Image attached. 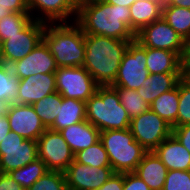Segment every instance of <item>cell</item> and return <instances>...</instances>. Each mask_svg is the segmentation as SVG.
<instances>
[{"label": "cell", "instance_id": "obj_1", "mask_svg": "<svg viewBox=\"0 0 190 190\" xmlns=\"http://www.w3.org/2000/svg\"><path fill=\"white\" fill-rule=\"evenodd\" d=\"M77 24L84 34L103 35L120 40H135L131 31L130 9L103 0H94L77 8Z\"/></svg>", "mask_w": 190, "mask_h": 190}, {"label": "cell", "instance_id": "obj_2", "mask_svg": "<svg viewBox=\"0 0 190 190\" xmlns=\"http://www.w3.org/2000/svg\"><path fill=\"white\" fill-rule=\"evenodd\" d=\"M132 41L85 34L83 67L98 86H111L114 83L123 55Z\"/></svg>", "mask_w": 190, "mask_h": 190}, {"label": "cell", "instance_id": "obj_3", "mask_svg": "<svg viewBox=\"0 0 190 190\" xmlns=\"http://www.w3.org/2000/svg\"><path fill=\"white\" fill-rule=\"evenodd\" d=\"M45 23L43 40L55 58L57 67L83 66L85 57V34L76 25L60 22L59 25Z\"/></svg>", "mask_w": 190, "mask_h": 190}, {"label": "cell", "instance_id": "obj_4", "mask_svg": "<svg viewBox=\"0 0 190 190\" xmlns=\"http://www.w3.org/2000/svg\"><path fill=\"white\" fill-rule=\"evenodd\" d=\"M86 120L99 131L120 130L130 127L131 119L121 105L118 92L112 86H98L86 101Z\"/></svg>", "mask_w": 190, "mask_h": 190}, {"label": "cell", "instance_id": "obj_5", "mask_svg": "<svg viewBox=\"0 0 190 190\" xmlns=\"http://www.w3.org/2000/svg\"><path fill=\"white\" fill-rule=\"evenodd\" d=\"M100 140L115 173L134 172L147 151L134 139L129 128L100 131Z\"/></svg>", "mask_w": 190, "mask_h": 190}, {"label": "cell", "instance_id": "obj_6", "mask_svg": "<svg viewBox=\"0 0 190 190\" xmlns=\"http://www.w3.org/2000/svg\"><path fill=\"white\" fill-rule=\"evenodd\" d=\"M149 75L146 66V47L134 40L128 45L111 86L137 90Z\"/></svg>", "mask_w": 190, "mask_h": 190}, {"label": "cell", "instance_id": "obj_7", "mask_svg": "<svg viewBox=\"0 0 190 190\" xmlns=\"http://www.w3.org/2000/svg\"><path fill=\"white\" fill-rule=\"evenodd\" d=\"M129 129L147 152L154 151L172 134V126L151 109L132 118Z\"/></svg>", "mask_w": 190, "mask_h": 190}, {"label": "cell", "instance_id": "obj_8", "mask_svg": "<svg viewBox=\"0 0 190 190\" xmlns=\"http://www.w3.org/2000/svg\"><path fill=\"white\" fill-rule=\"evenodd\" d=\"M57 92L64 98L87 101L98 85L83 67H58L55 71Z\"/></svg>", "mask_w": 190, "mask_h": 190}, {"label": "cell", "instance_id": "obj_9", "mask_svg": "<svg viewBox=\"0 0 190 190\" xmlns=\"http://www.w3.org/2000/svg\"><path fill=\"white\" fill-rule=\"evenodd\" d=\"M38 158L37 141L24 139L10 130L0 142V172L9 173Z\"/></svg>", "mask_w": 190, "mask_h": 190}, {"label": "cell", "instance_id": "obj_10", "mask_svg": "<svg viewBox=\"0 0 190 190\" xmlns=\"http://www.w3.org/2000/svg\"><path fill=\"white\" fill-rule=\"evenodd\" d=\"M37 149L48 171L65 172L74 160V153L57 131L46 129L37 140Z\"/></svg>", "mask_w": 190, "mask_h": 190}, {"label": "cell", "instance_id": "obj_11", "mask_svg": "<svg viewBox=\"0 0 190 190\" xmlns=\"http://www.w3.org/2000/svg\"><path fill=\"white\" fill-rule=\"evenodd\" d=\"M135 40L143 47L175 52L181 59L185 50V40L161 17L144 26L135 35Z\"/></svg>", "mask_w": 190, "mask_h": 190}, {"label": "cell", "instance_id": "obj_12", "mask_svg": "<svg viewBox=\"0 0 190 190\" xmlns=\"http://www.w3.org/2000/svg\"><path fill=\"white\" fill-rule=\"evenodd\" d=\"M44 29V22L33 19L17 34L7 36L2 42L3 63L10 65L28 55L43 39Z\"/></svg>", "mask_w": 190, "mask_h": 190}, {"label": "cell", "instance_id": "obj_13", "mask_svg": "<svg viewBox=\"0 0 190 190\" xmlns=\"http://www.w3.org/2000/svg\"><path fill=\"white\" fill-rule=\"evenodd\" d=\"M68 190H97L115 173L112 167H91L73 160L66 169Z\"/></svg>", "mask_w": 190, "mask_h": 190}, {"label": "cell", "instance_id": "obj_14", "mask_svg": "<svg viewBox=\"0 0 190 190\" xmlns=\"http://www.w3.org/2000/svg\"><path fill=\"white\" fill-rule=\"evenodd\" d=\"M6 116L10 130L21 135L24 139L37 141L47 129L32 105L11 103Z\"/></svg>", "mask_w": 190, "mask_h": 190}, {"label": "cell", "instance_id": "obj_15", "mask_svg": "<svg viewBox=\"0 0 190 190\" xmlns=\"http://www.w3.org/2000/svg\"><path fill=\"white\" fill-rule=\"evenodd\" d=\"M11 71L19 79H25L37 73H55L57 65L48 45L42 39L23 59L10 65Z\"/></svg>", "mask_w": 190, "mask_h": 190}, {"label": "cell", "instance_id": "obj_16", "mask_svg": "<svg viewBox=\"0 0 190 190\" xmlns=\"http://www.w3.org/2000/svg\"><path fill=\"white\" fill-rule=\"evenodd\" d=\"M56 91L54 73H37L25 79H20L17 91V103L32 105Z\"/></svg>", "mask_w": 190, "mask_h": 190}, {"label": "cell", "instance_id": "obj_17", "mask_svg": "<svg viewBox=\"0 0 190 190\" xmlns=\"http://www.w3.org/2000/svg\"><path fill=\"white\" fill-rule=\"evenodd\" d=\"M27 7L32 17L34 16L31 11L34 9L43 12L42 17H35L36 20L50 24H55L54 21L68 23L67 17L72 16V14L77 15V7L71 0H27Z\"/></svg>", "mask_w": 190, "mask_h": 190}, {"label": "cell", "instance_id": "obj_18", "mask_svg": "<svg viewBox=\"0 0 190 190\" xmlns=\"http://www.w3.org/2000/svg\"><path fill=\"white\" fill-rule=\"evenodd\" d=\"M153 152L168 171L190 170V153L173 134L166 138Z\"/></svg>", "mask_w": 190, "mask_h": 190}, {"label": "cell", "instance_id": "obj_19", "mask_svg": "<svg viewBox=\"0 0 190 190\" xmlns=\"http://www.w3.org/2000/svg\"><path fill=\"white\" fill-rule=\"evenodd\" d=\"M59 133L74 154L100 140V131L87 120L68 126Z\"/></svg>", "mask_w": 190, "mask_h": 190}, {"label": "cell", "instance_id": "obj_20", "mask_svg": "<svg viewBox=\"0 0 190 190\" xmlns=\"http://www.w3.org/2000/svg\"><path fill=\"white\" fill-rule=\"evenodd\" d=\"M168 169L153 151L147 152L136 167L134 174L142 179L150 190H162Z\"/></svg>", "mask_w": 190, "mask_h": 190}, {"label": "cell", "instance_id": "obj_21", "mask_svg": "<svg viewBox=\"0 0 190 190\" xmlns=\"http://www.w3.org/2000/svg\"><path fill=\"white\" fill-rule=\"evenodd\" d=\"M181 78L182 73L150 74L136 91L150 105L162 93L175 88Z\"/></svg>", "mask_w": 190, "mask_h": 190}, {"label": "cell", "instance_id": "obj_22", "mask_svg": "<svg viewBox=\"0 0 190 190\" xmlns=\"http://www.w3.org/2000/svg\"><path fill=\"white\" fill-rule=\"evenodd\" d=\"M163 0H136L130 7L131 31L136 35L147 26L162 17Z\"/></svg>", "mask_w": 190, "mask_h": 190}, {"label": "cell", "instance_id": "obj_23", "mask_svg": "<svg viewBox=\"0 0 190 190\" xmlns=\"http://www.w3.org/2000/svg\"><path fill=\"white\" fill-rule=\"evenodd\" d=\"M146 66L150 74L182 73V59L172 51L146 47Z\"/></svg>", "mask_w": 190, "mask_h": 190}, {"label": "cell", "instance_id": "obj_24", "mask_svg": "<svg viewBox=\"0 0 190 190\" xmlns=\"http://www.w3.org/2000/svg\"><path fill=\"white\" fill-rule=\"evenodd\" d=\"M85 108V101L62 97V104L59 105L58 115L48 129L59 132L68 126L86 120Z\"/></svg>", "mask_w": 190, "mask_h": 190}, {"label": "cell", "instance_id": "obj_25", "mask_svg": "<svg viewBox=\"0 0 190 190\" xmlns=\"http://www.w3.org/2000/svg\"><path fill=\"white\" fill-rule=\"evenodd\" d=\"M179 104V82L172 90L162 93L151 104L150 109L168 122L172 128L177 127Z\"/></svg>", "mask_w": 190, "mask_h": 190}, {"label": "cell", "instance_id": "obj_26", "mask_svg": "<svg viewBox=\"0 0 190 190\" xmlns=\"http://www.w3.org/2000/svg\"><path fill=\"white\" fill-rule=\"evenodd\" d=\"M162 17L184 39L190 36V9L163 5Z\"/></svg>", "mask_w": 190, "mask_h": 190}, {"label": "cell", "instance_id": "obj_27", "mask_svg": "<svg viewBox=\"0 0 190 190\" xmlns=\"http://www.w3.org/2000/svg\"><path fill=\"white\" fill-rule=\"evenodd\" d=\"M47 172L45 163L40 158H37L22 168L10 171L8 174L15 182L27 190Z\"/></svg>", "mask_w": 190, "mask_h": 190}, {"label": "cell", "instance_id": "obj_28", "mask_svg": "<svg viewBox=\"0 0 190 190\" xmlns=\"http://www.w3.org/2000/svg\"><path fill=\"white\" fill-rule=\"evenodd\" d=\"M61 104L62 96L56 91L35 102L32 106L44 126L48 129L54 123L59 112V105Z\"/></svg>", "mask_w": 190, "mask_h": 190}, {"label": "cell", "instance_id": "obj_29", "mask_svg": "<svg viewBox=\"0 0 190 190\" xmlns=\"http://www.w3.org/2000/svg\"><path fill=\"white\" fill-rule=\"evenodd\" d=\"M74 160L91 167H111L107 152L101 140L74 154Z\"/></svg>", "mask_w": 190, "mask_h": 190}, {"label": "cell", "instance_id": "obj_30", "mask_svg": "<svg viewBox=\"0 0 190 190\" xmlns=\"http://www.w3.org/2000/svg\"><path fill=\"white\" fill-rule=\"evenodd\" d=\"M117 90L121 105L126 109L130 119L139 116L150 109L146 102L136 90L122 87H113Z\"/></svg>", "mask_w": 190, "mask_h": 190}, {"label": "cell", "instance_id": "obj_31", "mask_svg": "<svg viewBox=\"0 0 190 190\" xmlns=\"http://www.w3.org/2000/svg\"><path fill=\"white\" fill-rule=\"evenodd\" d=\"M20 79L14 75L9 65L0 63V100L17 103V91Z\"/></svg>", "mask_w": 190, "mask_h": 190}, {"label": "cell", "instance_id": "obj_32", "mask_svg": "<svg viewBox=\"0 0 190 190\" xmlns=\"http://www.w3.org/2000/svg\"><path fill=\"white\" fill-rule=\"evenodd\" d=\"M33 19L30 13H10L0 20V38L2 42L7 36L17 34L24 29Z\"/></svg>", "mask_w": 190, "mask_h": 190}, {"label": "cell", "instance_id": "obj_33", "mask_svg": "<svg viewBox=\"0 0 190 190\" xmlns=\"http://www.w3.org/2000/svg\"><path fill=\"white\" fill-rule=\"evenodd\" d=\"M27 190H68L65 173L48 171Z\"/></svg>", "mask_w": 190, "mask_h": 190}, {"label": "cell", "instance_id": "obj_34", "mask_svg": "<svg viewBox=\"0 0 190 190\" xmlns=\"http://www.w3.org/2000/svg\"><path fill=\"white\" fill-rule=\"evenodd\" d=\"M187 124H190V84L181 78L179 80L177 127Z\"/></svg>", "mask_w": 190, "mask_h": 190}, {"label": "cell", "instance_id": "obj_35", "mask_svg": "<svg viewBox=\"0 0 190 190\" xmlns=\"http://www.w3.org/2000/svg\"><path fill=\"white\" fill-rule=\"evenodd\" d=\"M162 190H190V170H170Z\"/></svg>", "mask_w": 190, "mask_h": 190}, {"label": "cell", "instance_id": "obj_36", "mask_svg": "<svg viewBox=\"0 0 190 190\" xmlns=\"http://www.w3.org/2000/svg\"><path fill=\"white\" fill-rule=\"evenodd\" d=\"M123 190H150L148 185L134 174V172L124 173Z\"/></svg>", "mask_w": 190, "mask_h": 190}, {"label": "cell", "instance_id": "obj_37", "mask_svg": "<svg viewBox=\"0 0 190 190\" xmlns=\"http://www.w3.org/2000/svg\"><path fill=\"white\" fill-rule=\"evenodd\" d=\"M172 134L190 153V124L173 127Z\"/></svg>", "mask_w": 190, "mask_h": 190}, {"label": "cell", "instance_id": "obj_38", "mask_svg": "<svg viewBox=\"0 0 190 190\" xmlns=\"http://www.w3.org/2000/svg\"><path fill=\"white\" fill-rule=\"evenodd\" d=\"M0 6L11 13H29L27 0H0Z\"/></svg>", "mask_w": 190, "mask_h": 190}, {"label": "cell", "instance_id": "obj_39", "mask_svg": "<svg viewBox=\"0 0 190 190\" xmlns=\"http://www.w3.org/2000/svg\"><path fill=\"white\" fill-rule=\"evenodd\" d=\"M124 173H114L105 184L97 190H123Z\"/></svg>", "mask_w": 190, "mask_h": 190}, {"label": "cell", "instance_id": "obj_40", "mask_svg": "<svg viewBox=\"0 0 190 190\" xmlns=\"http://www.w3.org/2000/svg\"><path fill=\"white\" fill-rule=\"evenodd\" d=\"M0 190H25L20 184L15 182L8 173L0 172Z\"/></svg>", "mask_w": 190, "mask_h": 190}, {"label": "cell", "instance_id": "obj_41", "mask_svg": "<svg viewBox=\"0 0 190 190\" xmlns=\"http://www.w3.org/2000/svg\"><path fill=\"white\" fill-rule=\"evenodd\" d=\"M10 125L6 115L0 116V142L9 134Z\"/></svg>", "mask_w": 190, "mask_h": 190}, {"label": "cell", "instance_id": "obj_42", "mask_svg": "<svg viewBox=\"0 0 190 190\" xmlns=\"http://www.w3.org/2000/svg\"><path fill=\"white\" fill-rule=\"evenodd\" d=\"M163 5L180 6L190 9V0H166Z\"/></svg>", "mask_w": 190, "mask_h": 190}, {"label": "cell", "instance_id": "obj_43", "mask_svg": "<svg viewBox=\"0 0 190 190\" xmlns=\"http://www.w3.org/2000/svg\"><path fill=\"white\" fill-rule=\"evenodd\" d=\"M182 78L190 84V61H182Z\"/></svg>", "mask_w": 190, "mask_h": 190}, {"label": "cell", "instance_id": "obj_44", "mask_svg": "<svg viewBox=\"0 0 190 190\" xmlns=\"http://www.w3.org/2000/svg\"><path fill=\"white\" fill-rule=\"evenodd\" d=\"M108 4L130 7L136 0H103Z\"/></svg>", "mask_w": 190, "mask_h": 190}, {"label": "cell", "instance_id": "obj_45", "mask_svg": "<svg viewBox=\"0 0 190 190\" xmlns=\"http://www.w3.org/2000/svg\"><path fill=\"white\" fill-rule=\"evenodd\" d=\"M182 61H190V36L185 40V50Z\"/></svg>", "mask_w": 190, "mask_h": 190}, {"label": "cell", "instance_id": "obj_46", "mask_svg": "<svg viewBox=\"0 0 190 190\" xmlns=\"http://www.w3.org/2000/svg\"><path fill=\"white\" fill-rule=\"evenodd\" d=\"M9 103L0 100V116L6 115Z\"/></svg>", "mask_w": 190, "mask_h": 190}, {"label": "cell", "instance_id": "obj_47", "mask_svg": "<svg viewBox=\"0 0 190 190\" xmlns=\"http://www.w3.org/2000/svg\"><path fill=\"white\" fill-rule=\"evenodd\" d=\"M72 3L78 8L79 6L88 3V2H92L94 0H71Z\"/></svg>", "mask_w": 190, "mask_h": 190}, {"label": "cell", "instance_id": "obj_48", "mask_svg": "<svg viewBox=\"0 0 190 190\" xmlns=\"http://www.w3.org/2000/svg\"><path fill=\"white\" fill-rule=\"evenodd\" d=\"M11 12H10V10H8V9H3V8H1V6H0V20L4 17V16H6V15H8V14H10Z\"/></svg>", "mask_w": 190, "mask_h": 190}, {"label": "cell", "instance_id": "obj_49", "mask_svg": "<svg viewBox=\"0 0 190 190\" xmlns=\"http://www.w3.org/2000/svg\"><path fill=\"white\" fill-rule=\"evenodd\" d=\"M0 63H3L2 40H1V38H0Z\"/></svg>", "mask_w": 190, "mask_h": 190}]
</instances>
